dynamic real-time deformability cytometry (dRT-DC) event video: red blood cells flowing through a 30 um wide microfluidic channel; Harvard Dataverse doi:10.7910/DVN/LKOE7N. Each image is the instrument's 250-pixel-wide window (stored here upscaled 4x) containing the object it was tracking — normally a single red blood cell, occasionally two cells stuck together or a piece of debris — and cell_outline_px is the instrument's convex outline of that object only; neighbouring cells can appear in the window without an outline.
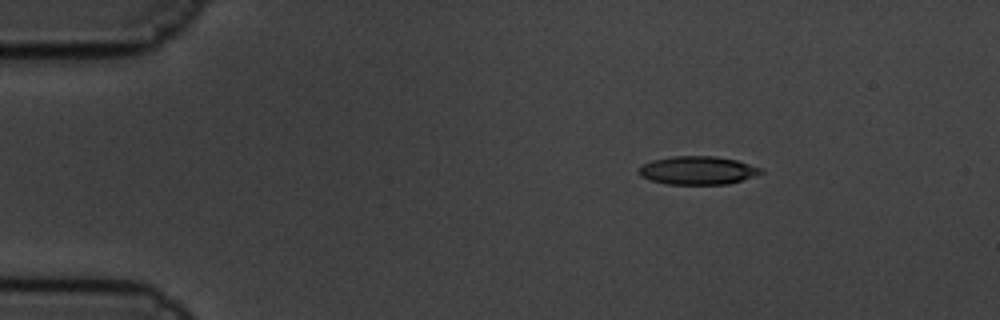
{"species": "common noctule bat (a hibernating species)", "species_latin": "Nyctalus noctula", "temperature_condition": "cold", "stored_images_in_passage": 52, "camera_frame_rate_fps": 3000, "um_per_image_px": 0.085, "animal": {"sex": "male", "body_mass_g": 19.5, "forearm_length_mm": 54.6}, "frame": {"image": 1, "passage_image": 1, "time_ms": 0.0, "image_size_px": [1000, 320], "cell_outline_px": [[764, 172], [728, 184], [668, 184], [652, 180], [640, 176], [636, 172], [644, 164], [652, 160], [672, 156], [712, 156], [736, 160], [764, 168]], "centroid_in_image_um": [59.3, 14.48], "position_along_channel_um": 25.7, "area_um2": 20.0}}
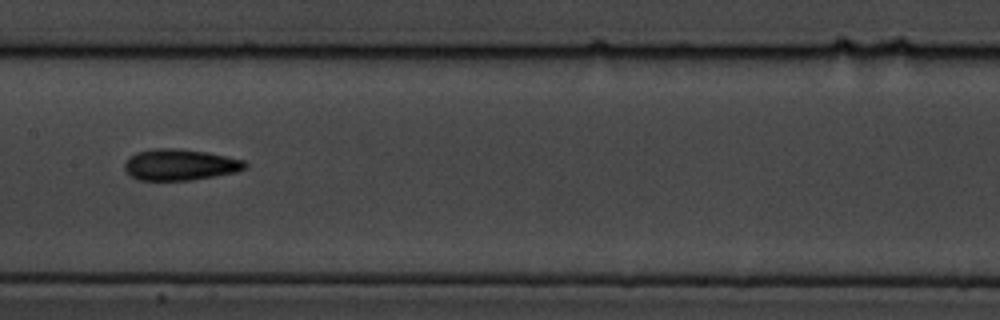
{"frame": {"image": 2, "passage_image": 22, "time_ms": 7.0, "image_size_px": [1000, 320], "cell_outline_px": [[248, 168], [236, 172], [188, 180], [140, 180], [132, 176], [124, 168], [124, 164], [128, 156], [136, 152], [152, 148], [180, 148], [208, 152], [244, 160], [248, 164]], "centroid_in_image_um": [15.3, 13.98], "position_along_channel_um": 192.1, "area_um2": 22.02}}
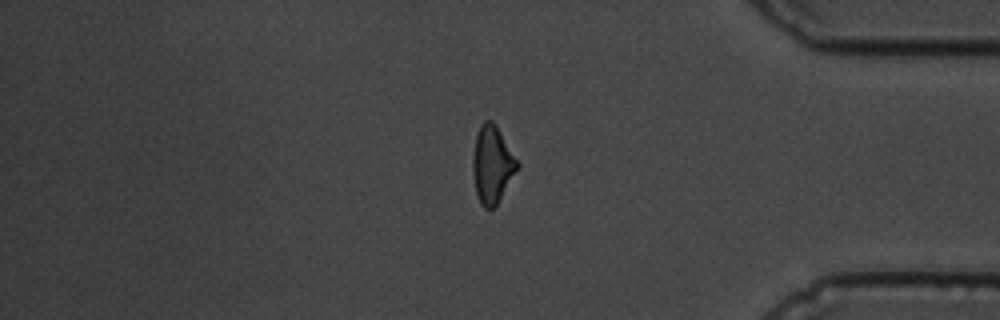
{"frame": {"image": 3, "passage_image": 42, "time_ms": 13.667, "image_size_px": [1000, 320], "cell_outline_px": [[520, 164], [496, 204], [492, 208], [484, 208], [480, 204], [476, 192], [472, 172], [472, 160], [476, 136], [480, 124], [484, 120], [492, 120], [496, 124]], "centroid_in_image_um": [41.82, 13.94], "position_along_channel_um": 393.4, "area_um2": 19.83}, "authors_computed_cell_mechanics": {"area_um2": 20.4612, "velocity_mm_per_s": 3.3638, "shape_relaxation_time_tau1_ms": 3.7089, "shape_relaxation_time_tau2_ms": 3.916, "deformation_change_tau1": 0.1401, "deformation_change_tau2": 0.1363}}